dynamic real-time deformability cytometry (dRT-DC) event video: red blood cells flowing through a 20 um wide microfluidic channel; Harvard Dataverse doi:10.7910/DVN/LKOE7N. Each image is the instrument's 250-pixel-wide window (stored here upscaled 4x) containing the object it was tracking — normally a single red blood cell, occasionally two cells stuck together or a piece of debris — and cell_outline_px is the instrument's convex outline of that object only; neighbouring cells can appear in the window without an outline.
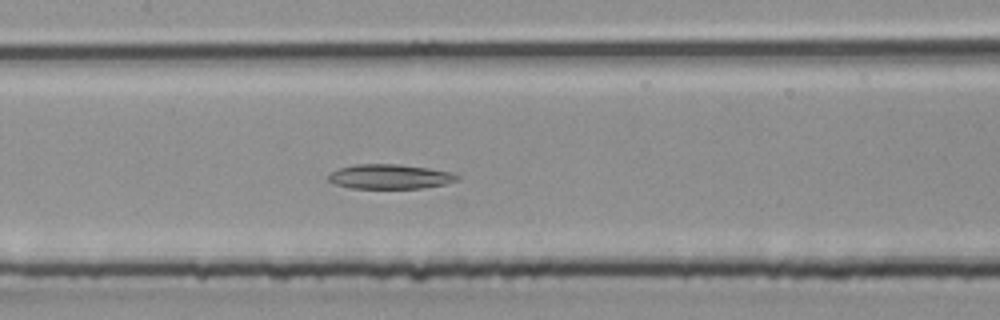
{"species": "common noctule bat (a hibernating species)", "species_latin": "Nyctalus noctula", "temperature_condition": "room temperature", "stored_images_in_passage": 34, "camera_frame_rate_fps": 3000, "um_per_image_px": 0.085, "animal": {"sex": "male", "body_mass_g": 20.4}, "frame": {"image": 1, "passage_image": 13, "time_ms": 4.0, "image_size_px": [1000, 320], "cell_outline_px": [[460, 176], [456, 180], [444, 184], [424, 188], [352, 188], [332, 184], [328, 180], [328, 176], [336, 168], [356, 164], [400, 164], [428, 168], [452, 172]], "centroid_in_image_um": [33.1, 15.01], "position_along_channel_um": 174.3, "area_um2": 18.55}}
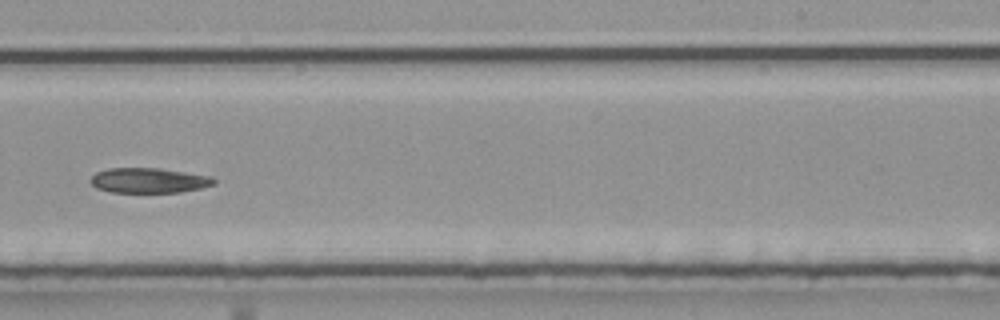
{"frame": {"image": 2, "passage_image": 19, "time_ms": 6.0, "image_size_px": [1000, 320], "cell_outline_px": [[216, 180], [212, 184], [200, 188], [180, 192], [108, 192], [96, 188], [88, 180], [96, 172], [108, 168], [160, 168], [184, 172], [204, 176]], "centroid_in_image_um": [12.53, 15.34], "position_along_channel_um": 276.5, "area_um2": 17.74}}
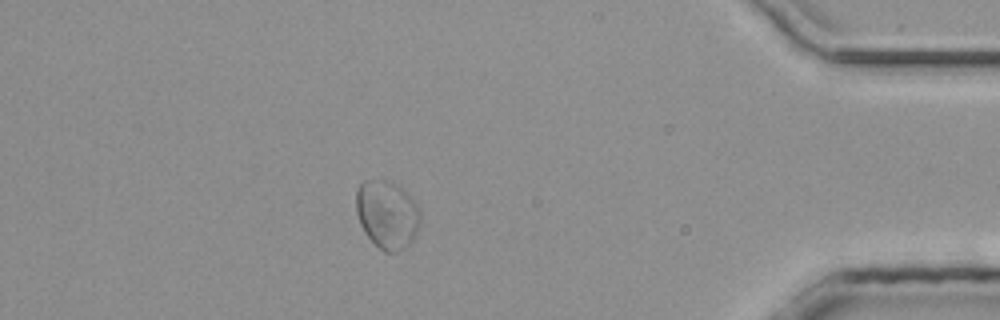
{"frame": {"image": 3, "passage_image": 29, "time_ms": 9.333, "image_size_px": [1000, 320], "cell_outline_px": [[420, 224], [416, 236], [404, 248], [396, 252], [384, 252], [364, 232], [360, 224], [356, 212], [356, 188], [364, 180], [392, 180], [400, 184], [420, 208]], "centroid_in_image_um": [32.92, 18.19], "position_along_channel_um": 402.3, "area_um2": 25.89}}